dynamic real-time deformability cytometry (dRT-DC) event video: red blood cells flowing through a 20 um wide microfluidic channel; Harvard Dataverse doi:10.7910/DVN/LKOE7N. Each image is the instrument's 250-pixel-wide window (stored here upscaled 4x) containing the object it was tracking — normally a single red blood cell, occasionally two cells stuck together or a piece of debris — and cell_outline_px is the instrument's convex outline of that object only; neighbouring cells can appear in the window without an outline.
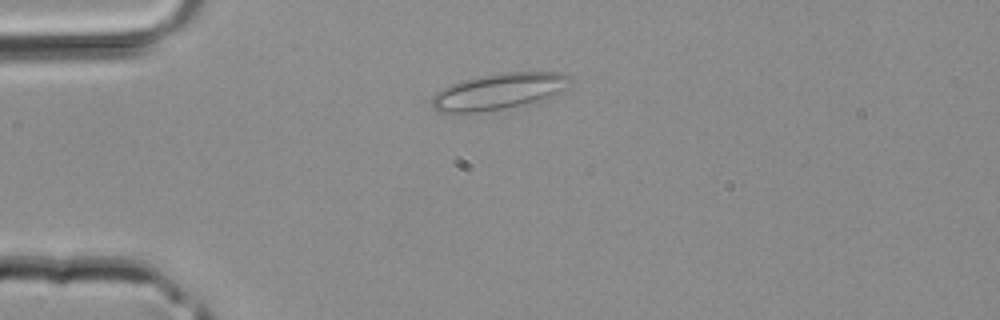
{"species": "common noctule bat (a hibernating species)", "species_latin": "Nyctalus noctula", "temperature_condition": "room temperature", "stored_images_in_passage": 34, "camera_frame_rate_fps": 3000, "um_per_image_px": 0.085, "animal": {"sex": "male", "body_mass_g": 20.4}, "frame": {"image": 1, "passage_image": 3, "time_ms": 0.667, "image_size_px": [1000, 320], "cell_outline_px": [[572, 84], [568, 88], [556, 96], [544, 100], [504, 108], [476, 112], [436, 112], [432, 108], [432, 96], [436, 92], [452, 84], [464, 80], [480, 76], [504, 72], [564, 72], [572, 76]], "centroid_in_image_um": [42.5, 7.76], "position_along_channel_um": 42.5, "area_um2": 29.48}}
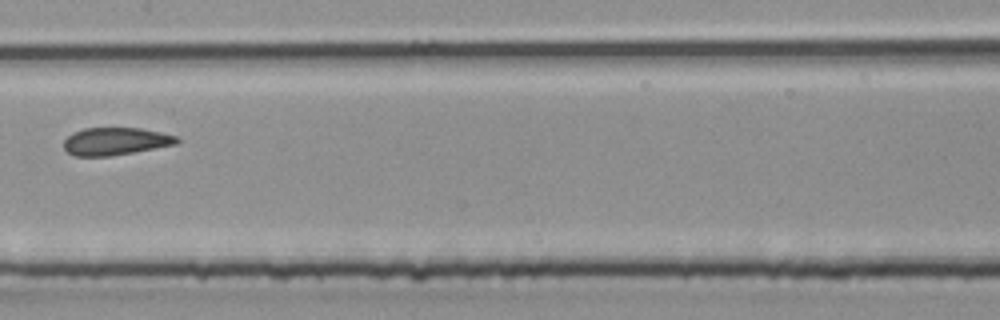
{"frame": {"image": 2, "passage_image": 14, "time_ms": 4.333, "image_size_px": [1000, 320], "cell_outline_px": [[180, 140], [176, 144], [112, 156], [76, 156], [68, 152], [64, 148], [64, 140], [72, 132], [84, 128], [140, 128], [160, 132], [176, 136]], "centroid_in_image_um": [9.8, 12.01], "position_along_channel_um": 197.6, "area_um2": 18.09}}
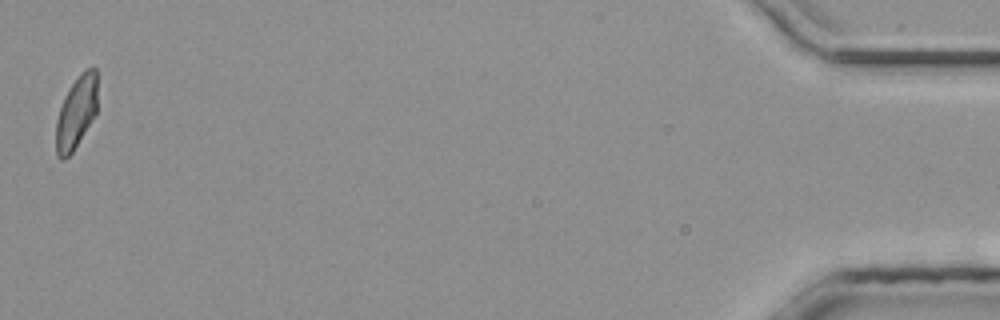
{"frame": {"image": 3, "passage_image": 34, "time_ms": 11.0, "image_size_px": [1000, 320], "cell_outline_px": [[96, 112], [72, 152], [64, 160], [60, 160], [56, 156], [56, 120], [64, 96], [68, 88], [80, 72], [88, 68], [96, 68]], "centroid_in_image_um": [6.45, 9.55], "position_along_channel_um": 428.8, "area_um2": 17.28}}